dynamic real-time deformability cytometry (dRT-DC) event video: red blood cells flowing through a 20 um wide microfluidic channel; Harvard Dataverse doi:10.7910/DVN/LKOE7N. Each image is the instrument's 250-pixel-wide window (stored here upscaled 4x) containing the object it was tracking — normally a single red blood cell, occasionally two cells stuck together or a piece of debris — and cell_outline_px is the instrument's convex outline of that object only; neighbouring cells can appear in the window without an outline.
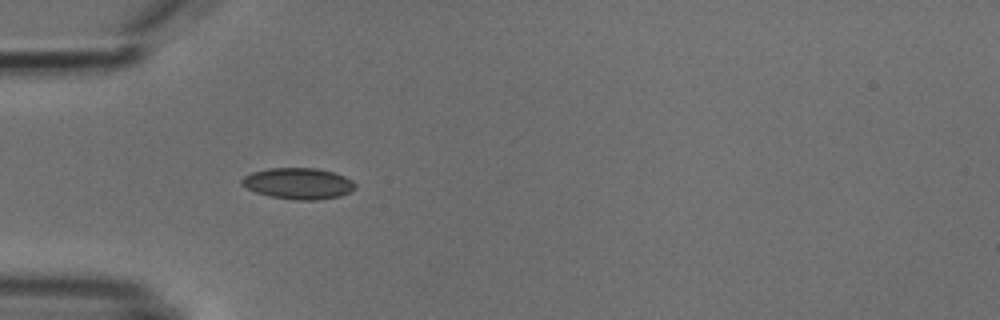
{"species": "common noctule bat (a hibernating species)", "species_latin": "Nyctalus noctula", "temperature_condition": "cold", "stored_images_in_passage": 6, "camera_frame_rate_fps": 3000, "um_per_image_px": 0.085, "animal": {"sex": "male", "body_mass_g": 18.8}, "frame": {"image": 1, "passage_image": 5, "time_ms": 4.667, "image_size_px": [1000, 320], "cell_outline_px": [[356, 188], [340, 196], [316, 200], [296, 200], [268, 196], [256, 192], [240, 184], [240, 180], [244, 176], [252, 172], [268, 168], [316, 168], [332, 172], [344, 176], [352, 180], [356, 184]], "centroid_in_image_um": [25.34, 15.59], "position_along_channel_um": 59.7, "area_um2": 20.63}}
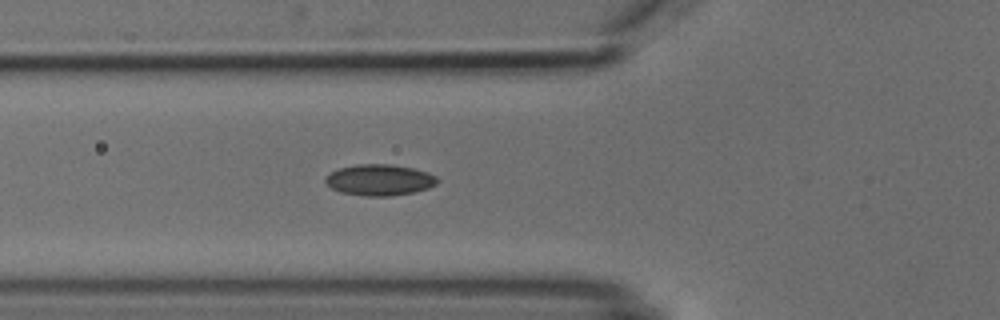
{"frame": {"image": 2, "passage_image": 6, "time_ms": 5.667, "image_size_px": [1000, 320], "cell_outline_px": [[440, 180], [436, 184], [428, 188], [412, 192], [388, 196], [364, 196], [340, 192], [332, 188], [324, 180], [332, 172], [340, 168], [356, 164], [392, 164], [412, 168], [428, 172], [436, 176]], "centroid_in_image_um": [32.29, 15.29], "position_along_channel_um": 93.5, "area_um2": 20.17}}